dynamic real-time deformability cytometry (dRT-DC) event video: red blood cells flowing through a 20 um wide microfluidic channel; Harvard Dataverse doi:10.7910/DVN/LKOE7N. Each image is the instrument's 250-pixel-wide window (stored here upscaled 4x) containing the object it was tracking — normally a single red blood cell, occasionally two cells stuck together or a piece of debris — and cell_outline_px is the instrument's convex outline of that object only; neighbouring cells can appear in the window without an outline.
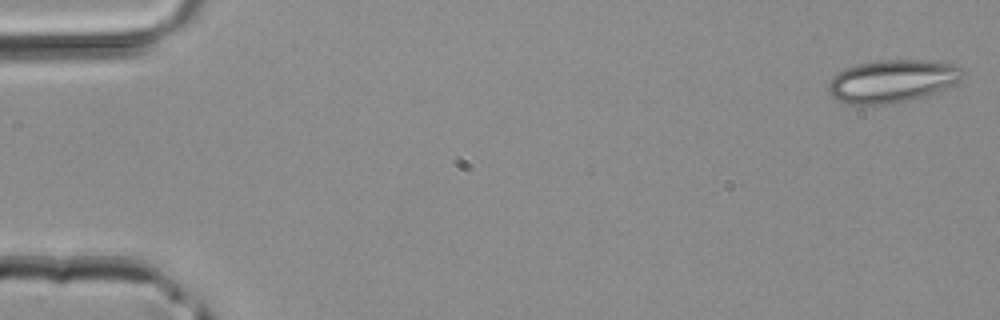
{"species": "common noctule bat (a hibernating species)", "species_latin": "Nyctalus noctula", "temperature_condition": "room temperature", "stored_images_in_passage": 4, "camera_frame_rate_fps": 3000, "um_per_image_px": 0.085, "animal": {"sex": "male", "body_mass_g": 20.4}, "frame": {"image": 1, "passage_image": 1, "time_ms": 0.0, "image_size_px": [1000, 320], "cell_outline_px": [[964, 76], [960, 80], [944, 88], [924, 96], [912, 100], [884, 104], [848, 104], [832, 96], [828, 92], [828, 84], [832, 76], [844, 68], [860, 64], [880, 60], [924, 60], [956, 64], [964, 72]], "centroid_in_image_um": [75.83, 6.88], "position_along_channel_um": 9.2, "area_um2": 33.23}}
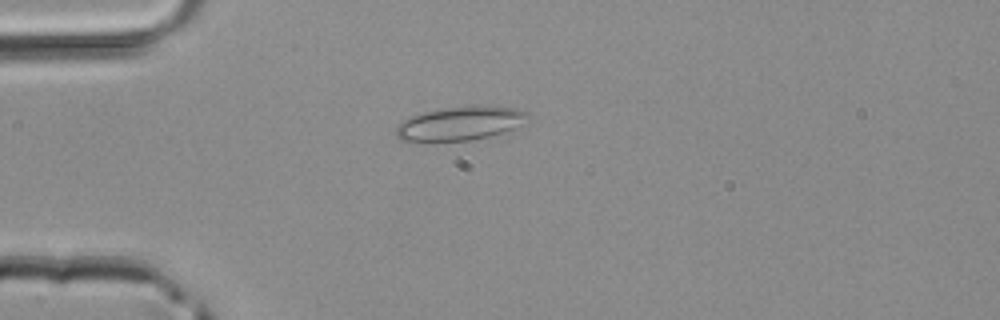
{"frame": {"image": 2, "passage_image": 4, "time_ms": 1.0, "image_size_px": [1000, 320], "cell_outline_px": [[532, 116], [520, 124], [504, 132], [488, 136], [468, 140], [400, 140], [396, 136], [396, 128], [404, 120], [412, 116], [424, 112], [468, 104], [492, 104], [516, 108], [528, 112]], "centroid_in_image_um": [39.2, 10.43], "position_along_channel_um": 45.8, "area_um2": 25.95}}